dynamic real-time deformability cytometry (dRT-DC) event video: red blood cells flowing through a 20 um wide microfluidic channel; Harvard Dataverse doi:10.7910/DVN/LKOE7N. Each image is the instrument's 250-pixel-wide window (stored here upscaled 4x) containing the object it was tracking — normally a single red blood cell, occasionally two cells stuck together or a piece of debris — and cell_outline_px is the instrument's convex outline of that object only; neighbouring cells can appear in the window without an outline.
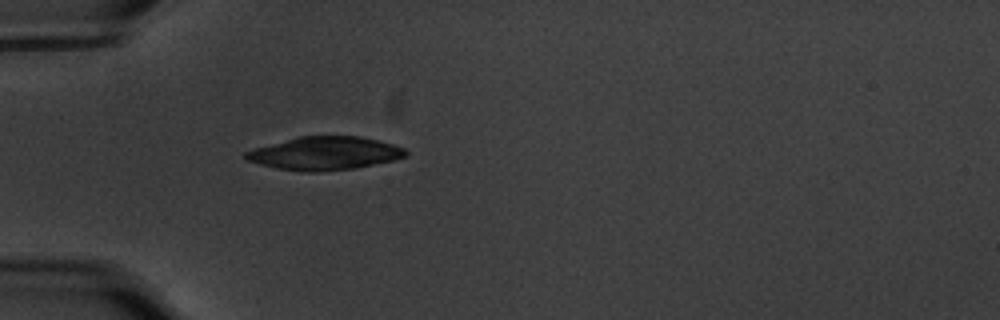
{"species": "common noctule bat (a hibernating species)", "species_latin": "Nyctalus noctula", "temperature_condition": "warm", "stored_images_in_passage": 40, "camera_frame_rate_fps": 3000, "um_per_image_px": 0.085, "animal": {"sex": "male", "body_mass_g": 20.1, "forearm_length_mm": 53.5}, "frame": {"image": 1, "passage_image": 1, "time_ms": 0.0, "image_size_px": [1000, 320], "cell_outline_px": [[408, 156], [392, 160], [352, 168], [316, 172], [308, 172], [276, 168], [244, 160], [244, 152], [256, 148], [300, 136], [360, 136], [380, 140], [404, 148], [408, 152]], "centroid_in_image_um": [27.6, 13.03], "position_along_channel_um": 57.4, "area_um2": 30.69}}
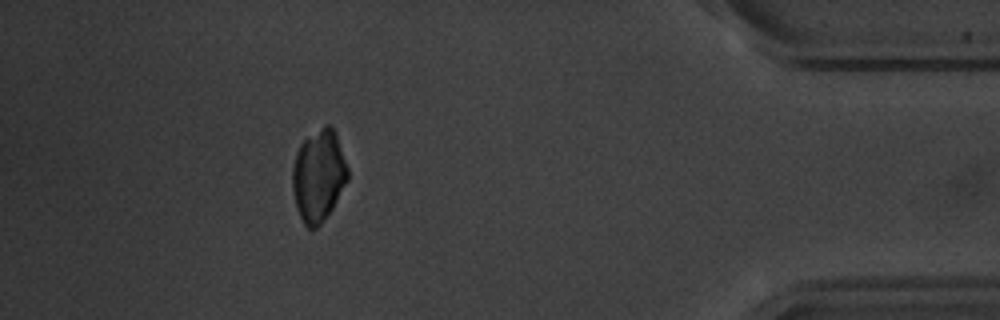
{"frame": {"image": 2, "passage_image": 35, "time_ms": 11.333, "image_size_px": [1000, 320], "cell_outline_px": [[348, 180], [332, 208], [320, 224], [316, 228], [308, 228], [304, 224], [296, 208], [292, 188], [292, 168], [296, 152], [300, 144], [304, 140], [324, 124], [332, 124], [336, 132], [348, 168]], "centroid_in_image_um": [27.07, 14.9], "position_along_channel_um": 408.1, "area_um2": 29.65}}